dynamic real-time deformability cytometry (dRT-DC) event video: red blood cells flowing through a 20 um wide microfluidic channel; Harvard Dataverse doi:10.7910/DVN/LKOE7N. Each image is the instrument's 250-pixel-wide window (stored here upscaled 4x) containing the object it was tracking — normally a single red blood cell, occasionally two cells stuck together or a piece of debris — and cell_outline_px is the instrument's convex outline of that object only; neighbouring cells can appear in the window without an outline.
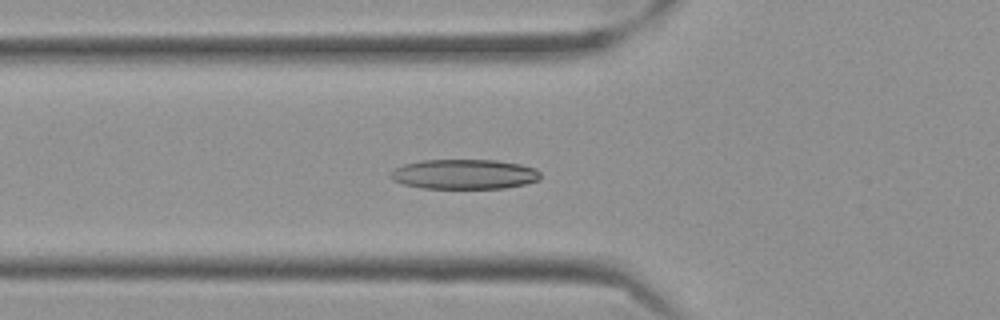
{"species": "Egyptian fruit bat (a non-hibernating species)", "species_latin": "Rousettus aegyptiacus", "temperature_condition": "cold", "stored_images_in_passage": 51, "camera_frame_rate_fps": 3000, "um_per_image_px": 0.085, "frame": {"image": 1, "passage_image": 14, "time_ms": 4.333, "image_size_px": [1000, 320], "cell_outline_px": [[540, 180], [524, 184], [504, 188], [420, 188], [404, 184], [392, 180], [392, 172], [396, 168], [404, 164], [424, 160], [496, 160], [520, 164], [536, 168], [540, 172]], "centroid_in_image_um": [39.5, 14.81], "position_along_channel_um": 86.3, "area_um2": 25.95}}
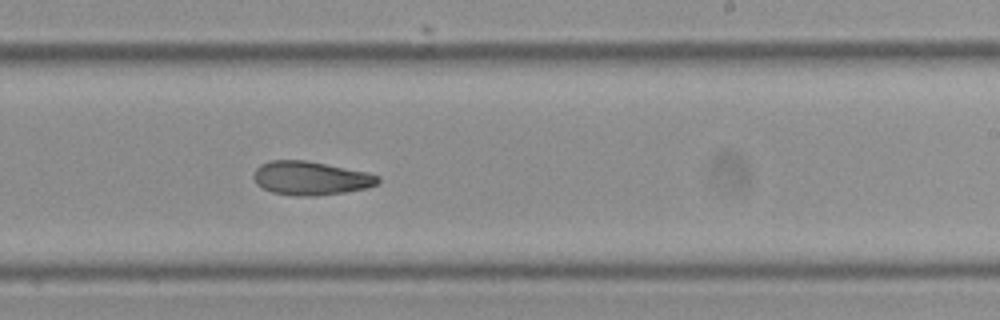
{"frame": {"image": 2, "passage_image": 29, "time_ms": 9.333, "image_size_px": [1000, 320], "cell_outline_px": [[380, 180], [376, 184], [368, 188], [344, 192], [316, 196], [292, 196], [272, 192], [256, 184], [252, 176], [256, 168], [260, 164], [268, 160], [304, 160], [368, 172], [380, 176]], "centroid_in_image_um": [26.38, 15.15], "position_along_channel_um": 262.6, "area_um2": 24.57}}
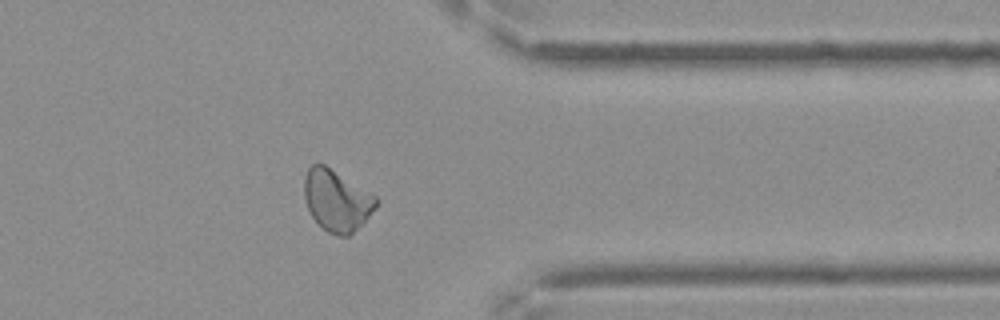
{"frame": {"image": 3, "passage_image": 40, "time_ms": 13.0, "image_size_px": [1000, 320], "cell_outline_px": [[380, 200], [376, 208], [348, 236], [340, 236], [328, 232], [312, 216], [308, 208], [304, 196], [304, 180], [308, 168], [312, 164], [324, 164], [376, 196]], "centroid_in_image_um": [28.62, 17.02], "position_along_channel_um": 382.8, "area_um2": 25.2}, "authors_computed_cell_mechanics": {"area_um2": 25.2008, "velocity_mm_per_s": 3.5086, "shape_relaxation_time_tau1_ms": null, "shape_relaxation_time_tau2_ms": 4.5302, "deformation_change_tau1": null, "deformation_change_tau2": 0.1134}}